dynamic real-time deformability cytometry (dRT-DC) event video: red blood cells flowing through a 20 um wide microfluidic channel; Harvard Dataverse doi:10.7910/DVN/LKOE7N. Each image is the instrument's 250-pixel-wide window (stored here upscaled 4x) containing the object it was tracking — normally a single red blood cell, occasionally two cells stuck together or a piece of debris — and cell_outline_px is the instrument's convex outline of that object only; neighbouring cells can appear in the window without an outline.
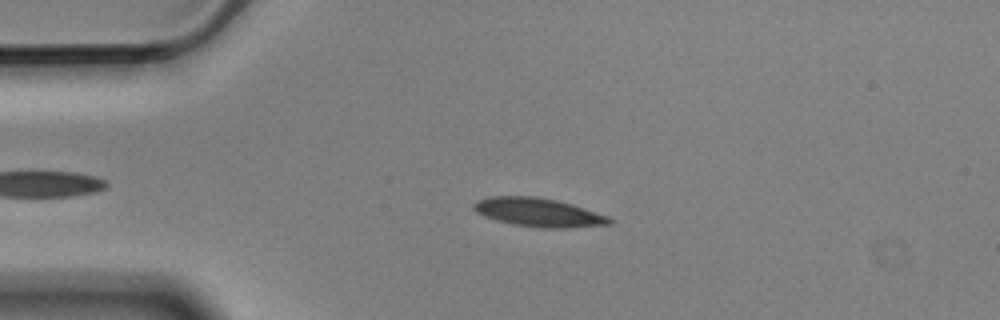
{"species": "Egyptian fruit bat (a non-hibernating species)", "species_latin": "Rousettus aegyptiacus", "temperature_condition": "cold", "stored_images_in_passage": 4, "camera_frame_rate_fps": 3000, "um_per_image_px": 0.085, "animal": {"sex": "male"}, "frame": {"image": 1, "passage_image": 4, "time_ms": 1.0, "image_size_px": [1000, 320], "cell_outline_px": [[612, 224], [568, 228], [540, 228], [512, 224], [496, 220], [484, 216], [476, 212], [472, 208], [472, 204], [476, 200], [488, 196], [536, 196], [556, 200], [572, 204], [608, 216], [612, 220]], "centroid_in_image_um": [45.73, 18.05], "position_along_channel_um": 39.3, "area_um2": 22.83}}